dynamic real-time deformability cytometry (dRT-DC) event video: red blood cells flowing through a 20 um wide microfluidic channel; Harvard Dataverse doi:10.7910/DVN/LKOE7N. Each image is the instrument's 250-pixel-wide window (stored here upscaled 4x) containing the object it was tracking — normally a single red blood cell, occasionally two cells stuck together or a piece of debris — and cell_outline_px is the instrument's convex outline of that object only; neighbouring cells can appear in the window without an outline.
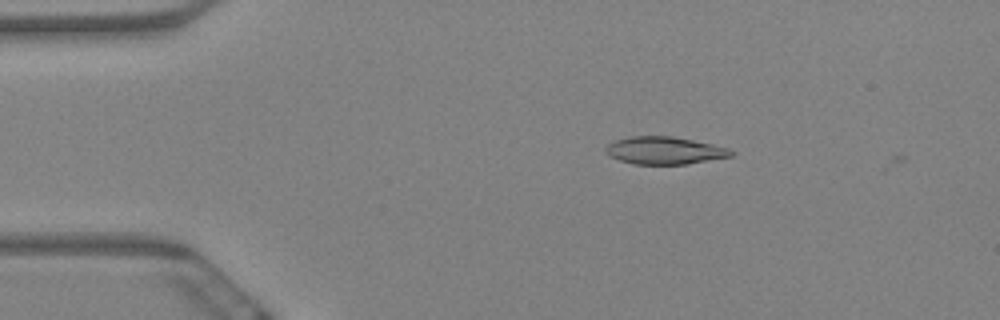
{"species": "Egyptian fruit bat (a non-hibernating species)", "species_latin": "Rousettus aegyptiacus", "temperature_condition": "warm", "stored_images_in_passage": 2, "camera_frame_rate_fps": 3000, "um_per_image_px": 0.085, "animal": {"sex": "female"}, "frame": {"image": 1, "passage_image": 1, "time_ms": 0.0, "image_size_px": [1000, 320], "cell_outline_px": [[736, 152], [732, 156], [688, 164], [632, 164], [620, 160], [604, 152], [604, 148], [612, 140], [632, 136], [672, 136], [712, 144], [728, 148]], "centroid_in_image_um": [56.47, 12.79], "position_along_channel_um": 28.5, "area_um2": 20.17}}